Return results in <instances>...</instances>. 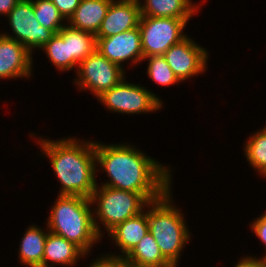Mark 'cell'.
Segmentation results:
<instances>
[{"instance_id":"obj_18","label":"cell","mask_w":266,"mask_h":267,"mask_svg":"<svg viewBox=\"0 0 266 267\" xmlns=\"http://www.w3.org/2000/svg\"><path fill=\"white\" fill-rule=\"evenodd\" d=\"M45 229L32 224L26 228L20 239L18 256L19 263L26 267H43V254L45 241L48 235L47 225Z\"/></svg>"},{"instance_id":"obj_9","label":"cell","mask_w":266,"mask_h":267,"mask_svg":"<svg viewBox=\"0 0 266 267\" xmlns=\"http://www.w3.org/2000/svg\"><path fill=\"white\" fill-rule=\"evenodd\" d=\"M6 19L12 33L1 31V34L23 44L33 55L35 50H40L54 35L35 18L31 0H19Z\"/></svg>"},{"instance_id":"obj_4","label":"cell","mask_w":266,"mask_h":267,"mask_svg":"<svg viewBox=\"0 0 266 267\" xmlns=\"http://www.w3.org/2000/svg\"><path fill=\"white\" fill-rule=\"evenodd\" d=\"M172 188L159 199L148 203V227L162 255L178 267L182 251L192 241V234L186 216L174 203Z\"/></svg>"},{"instance_id":"obj_21","label":"cell","mask_w":266,"mask_h":267,"mask_svg":"<svg viewBox=\"0 0 266 267\" xmlns=\"http://www.w3.org/2000/svg\"><path fill=\"white\" fill-rule=\"evenodd\" d=\"M243 146V154L251 168L266 178V125L251 133Z\"/></svg>"},{"instance_id":"obj_8","label":"cell","mask_w":266,"mask_h":267,"mask_svg":"<svg viewBox=\"0 0 266 267\" xmlns=\"http://www.w3.org/2000/svg\"><path fill=\"white\" fill-rule=\"evenodd\" d=\"M190 19L141 17L139 31L143 57L163 55L171 46L184 39V29Z\"/></svg>"},{"instance_id":"obj_14","label":"cell","mask_w":266,"mask_h":267,"mask_svg":"<svg viewBox=\"0 0 266 267\" xmlns=\"http://www.w3.org/2000/svg\"><path fill=\"white\" fill-rule=\"evenodd\" d=\"M148 232L147 204L145 210L140 214L117 224L107 233L108 240H112L111 242L118 248L116 250L120 251V254L110 252L108 254L125 258Z\"/></svg>"},{"instance_id":"obj_27","label":"cell","mask_w":266,"mask_h":267,"mask_svg":"<svg viewBox=\"0 0 266 267\" xmlns=\"http://www.w3.org/2000/svg\"><path fill=\"white\" fill-rule=\"evenodd\" d=\"M66 22L73 16L81 0H51Z\"/></svg>"},{"instance_id":"obj_2","label":"cell","mask_w":266,"mask_h":267,"mask_svg":"<svg viewBox=\"0 0 266 267\" xmlns=\"http://www.w3.org/2000/svg\"><path fill=\"white\" fill-rule=\"evenodd\" d=\"M40 148V154L47 156L57 181L60 184L58 195L84 196L91 198L97 187L95 141L76 137L52 140L29 133ZM40 144V145H39Z\"/></svg>"},{"instance_id":"obj_17","label":"cell","mask_w":266,"mask_h":267,"mask_svg":"<svg viewBox=\"0 0 266 267\" xmlns=\"http://www.w3.org/2000/svg\"><path fill=\"white\" fill-rule=\"evenodd\" d=\"M113 0H81L67 24L96 35Z\"/></svg>"},{"instance_id":"obj_11","label":"cell","mask_w":266,"mask_h":267,"mask_svg":"<svg viewBox=\"0 0 266 267\" xmlns=\"http://www.w3.org/2000/svg\"><path fill=\"white\" fill-rule=\"evenodd\" d=\"M97 47L104 57L109 61L118 64L124 68L126 62L127 67L136 66L143 62V51L141 45V35L139 27L124 31L120 34L107 38H96Z\"/></svg>"},{"instance_id":"obj_20","label":"cell","mask_w":266,"mask_h":267,"mask_svg":"<svg viewBox=\"0 0 266 267\" xmlns=\"http://www.w3.org/2000/svg\"><path fill=\"white\" fill-rule=\"evenodd\" d=\"M129 267H174L163 255L148 232L135 248L125 257Z\"/></svg>"},{"instance_id":"obj_13","label":"cell","mask_w":266,"mask_h":267,"mask_svg":"<svg viewBox=\"0 0 266 267\" xmlns=\"http://www.w3.org/2000/svg\"><path fill=\"white\" fill-rule=\"evenodd\" d=\"M141 18L138 0H113L102 20L96 38H107L139 27Z\"/></svg>"},{"instance_id":"obj_12","label":"cell","mask_w":266,"mask_h":267,"mask_svg":"<svg viewBox=\"0 0 266 267\" xmlns=\"http://www.w3.org/2000/svg\"><path fill=\"white\" fill-rule=\"evenodd\" d=\"M33 60L23 44L0 34V79L31 78Z\"/></svg>"},{"instance_id":"obj_7","label":"cell","mask_w":266,"mask_h":267,"mask_svg":"<svg viewBox=\"0 0 266 267\" xmlns=\"http://www.w3.org/2000/svg\"><path fill=\"white\" fill-rule=\"evenodd\" d=\"M126 70L109 61L99 51L95 50L78 64L73 85L79 90L91 91L97 98L104 91L119 84L126 76Z\"/></svg>"},{"instance_id":"obj_28","label":"cell","mask_w":266,"mask_h":267,"mask_svg":"<svg viewBox=\"0 0 266 267\" xmlns=\"http://www.w3.org/2000/svg\"><path fill=\"white\" fill-rule=\"evenodd\" d=\"M240 260L237 261L233 267H266V260L262 257H257L254 255H246L239 258Z\"/></svg>"},{"instance_id":"obj_24","label":"cell","mask_w":266,"mask_h":267,"mask_svg":"<svg viewBox=\"0 0 266 267\" xmlns=\"http://www.w3.org/2000/svg\"><path fill=\"white\" fill-rule=\"evenodd\" d=\"M143 61H148L146 65L148 78L158 86L168 87L179 83L181 84L163 55L148 56L143 58Z\"/></svg>"},{"instance_id":"obj_6","label":"cell","mask_w":266,"mask_h":267,"mask_svg":"<svg viewBox=\"0 0 266 267\" xmlns=\"http://www.w3.org/2000/svg\"><path fill=\"white\" fill-rule=\"evenodd\" d=\"M101 103L109 113L126 115L156 113L164 108L160 97L141 84L126 81V77L110 90L104 91L98 96Z\"/></svg>"},{"instance_id":"obj_15","label":"cell","mask_w":266,"mask_h":267,"mask_svg":"<svg viewBox=\"0 0 266 267\" xmlns=\"http://www.w3.org/2000/svg\"><path fill=\"white\" fill-rule=\"evenodd\" d=\"M91 254H86L75 243L64 237L48 232L43 254V267H75L77 261L86 259Z\"/></svg>"},{"instance_id":"obj_25","label":"cell","mask_w":266,"mask_h":267,"mask_svg":"<svg viewBox=\"0 0 266 267\" xmlns=\"http://www.w3.org/2000/svg\"><path fill=\"white\" fill-rule=\"evenodd\" d=\"M87 267H129L124 257L114 256L108 253H102L94 261H90Z\"/></svg>"},{"instance_id":"obj_19","label":"cell","mask_w":266,"mask_h":267,"mask_svg":"<svg viewBox=\"0 0 266 267\" xmlns=\"http://www.w3.org/2000/svg\"><path fill=\"white\" fill-rule=\"evenodd\" d=\"M60 32L68 40L69 71L76 72L78 64L96 50V36L66 24Z\"/></svg>"},{"instance_id":"obj_3","label":"cell","mask_w":266,"mask_h":267,"mask_svg":"<svg viewBox=\"0 0 266 267\" xmlns=\"http://www.w3.org/2000/svg\"><path fill=\"white\" fill-rule=\"evenodd\" d=\"M53 204L46 218L49 232L64 237L90 254L95 244L101 243L102 239L94 225L91 199L58 195Z\"/></svg>"},{"instance_id":"obj_26","label":"cell","mask_w":266,"mask_h":267,"mask_svg":"<svg viewBox=\"0 0 266 267\" xmlns=\"http://www.w3.org/2000/svg\"><path fill=\"white\" fill-rule=\"evenodd\" d=\"M252 233L255 234V236L260 239V242L263 243L265 249H266V211L264 213H261L259 217H256L253 219V222H251L250 227ZM265 255L262 258L266 259V250Z\"/></svg>"},{"instance_id":"obj_5","label":"cell","mask_w":266,"mask_h":267,"mask_svg":"<svg viewBox=\"0 0 266 267\" xmlns=\"http://www.w3.org/2000/svg\"><path fill=\"white\" fill-rule=\"evenodd\" d=\"M90 199L95 206L94 225L101 238L117 224L140 214L149 203L140 193L98 184Z\"/></svg>"},{"instance_id":"obj_29","label":"cell","mask_w":266,"mask_h":267,"mask_svg":"<svg viewBox=\"0 0 266 267\" xmlns=\"http://www.w3.org/2000/svg\"><path fill=\"white\" fill-rule=\"evenodd\" d=\"M19 0H0V16H7Z\"/></svg>"},{"instance_id":"obj_10","label":"cell","mask_w":266,"mask_h":267,"mask_svg":"<svg viewBox=\"0 0 266 267\" xmlns=\"http://www.w3.org/2000/svg\"><path fill=\"white\" fill-rule=\"evenodd\" d=\"M187 35L164 54L169 67L181 83L207 72L209 51Z\"/></svg>"},{"instance_id":"obj_22","label":"cell","mask_w":266,"mask_h":267,"mask_svg":"<svg viewBox=\"0 0 266 267\" xmlns=\"http://www.w3.org/2000/svg\"><path fill=\"white\" fill-rule=\"evenodd\" d=\"M31 1L35 18L41 26L56 34L67 24L65 19L59 13L58 8L51 2V0Z\"/></svg>"},{"instance_id":"obj_23","label":"cell","mask_w":266,"mask_h":267,"mask_svg":"<svg viewBox=\"0 0 266 267\" xmlns=\"http://www.w3.org/2000/svg\"><path fill=\"white\" fill-rule=\"evenodd\" d=\"M48 57L51 65L62 72L69 71L68 40L59 31L41 48Z\"/></svg>"},{"instance_id":"obj_16","label":"cell","mask_w":266,"mask_h":267,"mask_svg":"<svg viewBox=\"0 0 266 267\" xmlns=\"http://www.w3.org/2000/svg\"><path fill=\"white\" fill-rule=\"evenodd\" d=\"M141 17L191 19L201 6L193 0H138Z\"/></svg>"},{"instance_id":"obj_1","label":"cell","mask_w":266,"mask_h":267,"mask_svg":"<svg viewBox=\"0 0 266 267\" xmlns=\"http://www.w3.org/2000/svg\"><path fill=\"white\" fill-rule=\"evenodd\" d=\"M136 147L129 142L95 141L96 170L108 177L100 185L140 193L148 202L155 201L172 187L173 169Z\"/></svg>"}]
</instances>
